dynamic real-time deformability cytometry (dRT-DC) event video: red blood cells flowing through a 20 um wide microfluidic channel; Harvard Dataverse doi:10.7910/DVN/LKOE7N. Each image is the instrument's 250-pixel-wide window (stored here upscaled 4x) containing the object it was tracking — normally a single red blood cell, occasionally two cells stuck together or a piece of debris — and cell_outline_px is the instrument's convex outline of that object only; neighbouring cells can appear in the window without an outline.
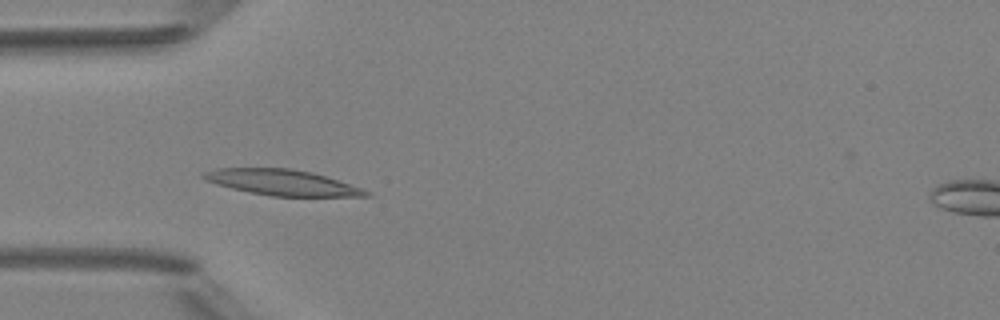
{"species": "Egyptian fruit bat (a non-hibernating species)", "species_latin": "Rousettus aegyptiacus", "temperature_condition": "room temperature", "stored_images_in_passage": 5, "camera_frame_rate_fps": 3000, "um_per_image_px": 0.085, "animal": {"sex": "female"}, "frame": {"image": 1, "passage_image": 4, "time_ms": 3.667, "image_size_px": [1000, 320], "cell_outline_px": [[372, 196], [272, 196], [232, 188], [216, 184], [204, 180], [200, 176], [200, 172], [216, 168], [288, 168], [312, 172], [372, 192]], "centroid_in_image_um": [23.9, 15.5], "position_along_channel_um": 61.1, "area_um2": 24.1}}
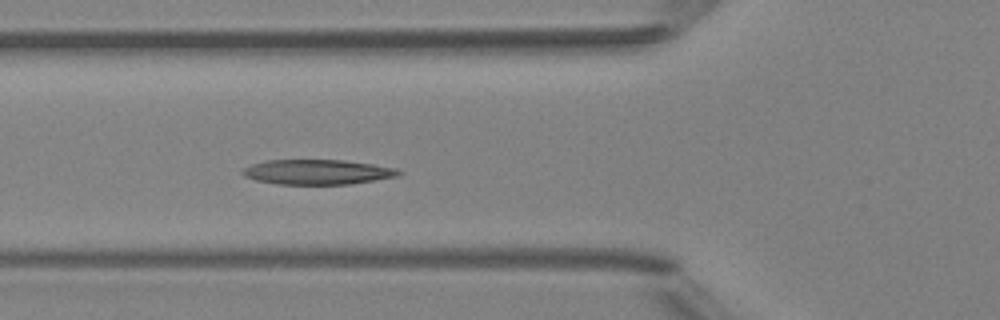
{"frame": {"image": 2, "passage_image": 5, "time_ms": 4.667, "image_size_px": [1000, 320], "cell_outline_px": [[404, 172], [396, 176], [352, 184], [276, 184], [256, 180], [244, 176], [240, 172], [244, 168], [252, 164], [268, 160], [344, 160], [372, 164], [396, 168]], "centroid_in_image_um": [26.97, 14.62], "position_along_channel_um": 98.8, "area_um2": 22.6}}